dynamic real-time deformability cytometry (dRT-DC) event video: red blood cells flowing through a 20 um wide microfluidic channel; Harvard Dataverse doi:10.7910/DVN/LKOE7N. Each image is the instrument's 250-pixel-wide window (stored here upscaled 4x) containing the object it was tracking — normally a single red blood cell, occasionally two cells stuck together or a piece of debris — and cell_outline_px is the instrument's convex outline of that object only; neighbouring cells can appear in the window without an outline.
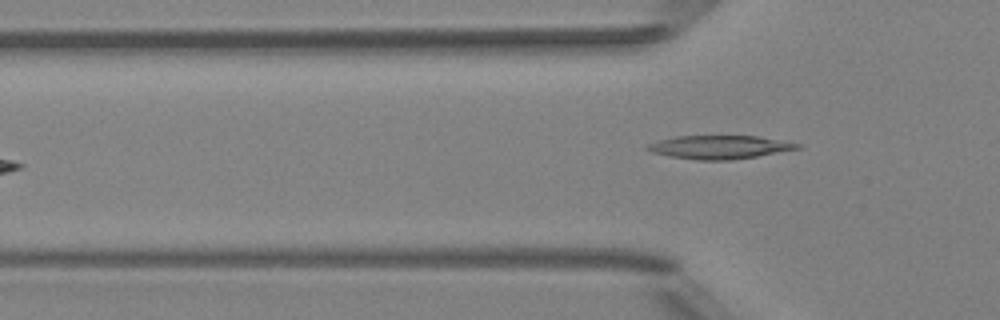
{"species": "Egyptian fruit bat (a non-hibernating species)", "species_latin": "Rousettus aegyptiacus", "temperature_condition": "room temperature", "stored_images_in_passage": 5, "camera_frame_rate_fps": 3000, "um_per_image_px": 0.085, "animal": {"sex": "female"}, "frame": {"image": 1, "passage_image": 5, "time_ms": 1.333, "image_size_px": [1000, 320], "cell_outline_px": [[804, 144], [800, 148], [756, 156], [732, 160], [696, 160], [668, 156], [652, 152], [644, 148], [648, 144], [660, 140], [676, 136], [756, 136]], "centroid_in_image_um": [61.15, 12.51], "position_along_channel_um": 64.7, "area_um2": 20.35}}